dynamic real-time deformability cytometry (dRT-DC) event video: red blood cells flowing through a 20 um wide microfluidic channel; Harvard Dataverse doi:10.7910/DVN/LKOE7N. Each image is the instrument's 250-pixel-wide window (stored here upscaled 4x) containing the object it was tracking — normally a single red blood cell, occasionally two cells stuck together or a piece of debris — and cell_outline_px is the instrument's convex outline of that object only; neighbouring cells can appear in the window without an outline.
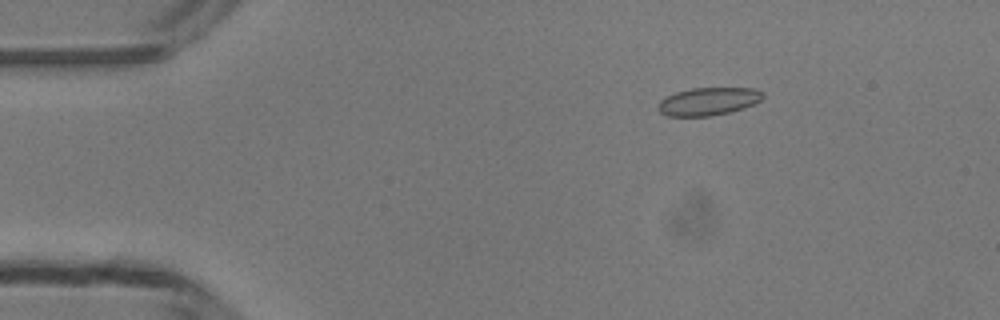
{"species": "common noctule bat (a hibernating species)", "species_latin": "Nyctalus noctula", "temperature_condition": "room temperature", "stored_images_in_passage": 44, "camera_frame_rate_fps": 3000, "um_per_image_px": 0.085, "animal": {"sex": "male", "body_mass_g": 13.3}, "frame": {"image": 1, "passage_image": 3, "time_ms": 0.667, "image_size_px": [1000, 320], "cell_outline_px": [[764, 96], [760, 100], [752, 104], [728, 112], [712, 116], [668, 116], [660, 112], [656, 108], [660, 100], [664, 96], [676, 92], [692, 88], [756, 88], [764, 92]], "centroid_in_image_um": [60.16, 8.61], "position_along_channel_um": 24.8, "area_um2": 16.99}}
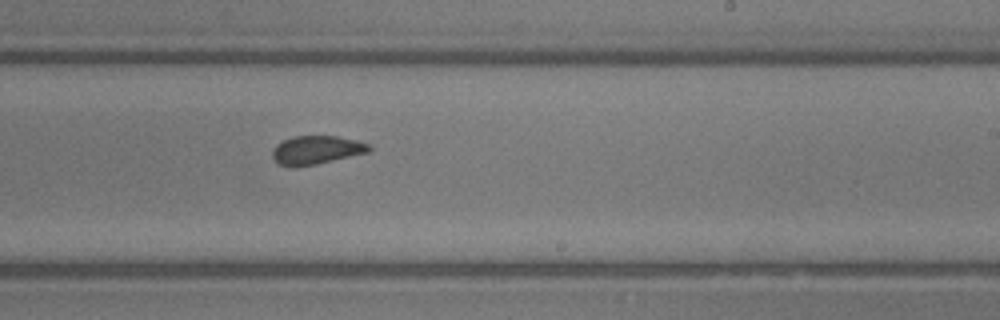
{"frame": {"image": 2, "passage_image": 25, "time_ms": 8.0, "image_size_px": [1000, 320], "cell_outline_px": [[372, 148], [368, 152], [316, 164], [296, 168], [292, 168], [280, 164], [272, 156], [272, 148], [276, 144], [292, 136], [336, 136], [356, 140], [368, 144]], "centroid_in_image_um": [26.85, 12.75], "position_along_channel_um": 262.1, "area_um2": 16.07}}
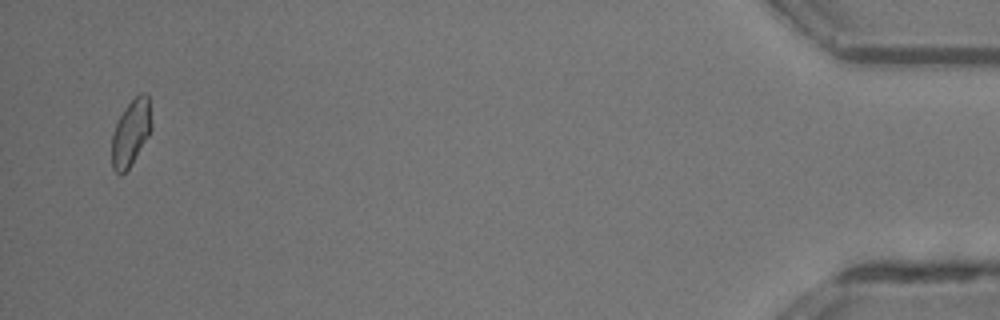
{"frame": {"image": 3, "passage_image": 43, "time_ms": 14.0, "image_size_px": [1000, 320], "cell_outline_px": [[152, 128], [148, 136], [128, 168], [120, 176], [112, 168], [112, 132], [124, 108], [140, 92], [144, 92], [148, 96], [152, 124]], "centroid_in_image_um": [11.12, 11.26], "position_along_channel_um": 424.1, "area_um2": 15.14}, "authors_computed_cell_mechanics": {"area_um2": 16.4152, "velocity_mm_per_s": 4.1921, "shape_relaxation_time_tau1_ms": 4.5297, "shape_relaxation_time_tau2_ms": 1.2393, "deformation_change_tau1": 0.1048, "deformation_change_tau2": 0.0669}}